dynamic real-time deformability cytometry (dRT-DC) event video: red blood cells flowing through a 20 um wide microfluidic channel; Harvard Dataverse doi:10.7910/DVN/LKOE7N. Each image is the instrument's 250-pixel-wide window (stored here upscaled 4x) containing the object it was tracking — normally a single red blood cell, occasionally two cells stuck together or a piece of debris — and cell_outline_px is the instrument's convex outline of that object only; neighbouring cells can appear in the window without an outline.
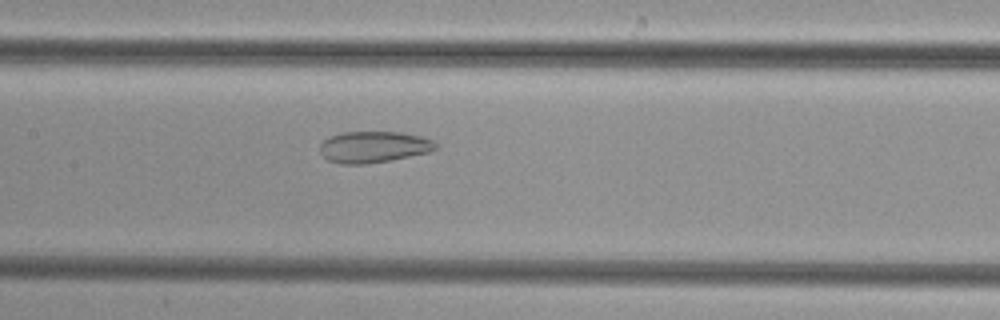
{"species": "common noctule bat (a hibernating species)", "species_latin": "Nyctalus noctula", "temperature_condition": "cold", "stored_images_in_passage": 34, "camera_frame_rate_fps": 3000, "um_per_image_px": 0.085, "animal": {"sex": "female", "body_mass_g": 29.2, "forearm_length_mm": 56.3}, "frame": {"image": 1, "passage_image": 15, "time_ms": 4.667, "image_size_px": [1000, 320], "cell_outline_px": [[436, 148], [428, 152], [388, 160], [364, 164], [340, 164], [328, 160], [320, 152], [320, 144], [328, 136], [340, 132], [400, 132], [424, 136], [432, 140], [436, 144]], "centroid_in_image_um": [31.72, 12.47], "position_along_channel_um": 175.7, "area_um2": 21.1}}
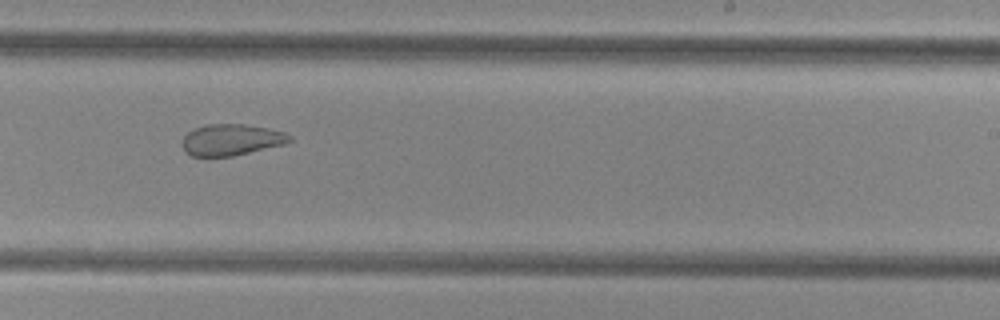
{"frame": {"image": 2, "passage_image": 22, "time_ms": 7.0, "image_size_px": [1000, 320], "cell_outline_px": [[292, 140], [284, 144], [232, 156], [192, 156], [184, 152], [180, 144], [184, 136], [192, 128], [208, 124], [244, 124], [268, 128], [284, 132], [292, 136]], "centroid_in_image_um": [19.61, 11.87], "position_along_channel_um": 269.4, "area_um2": 19.71}}
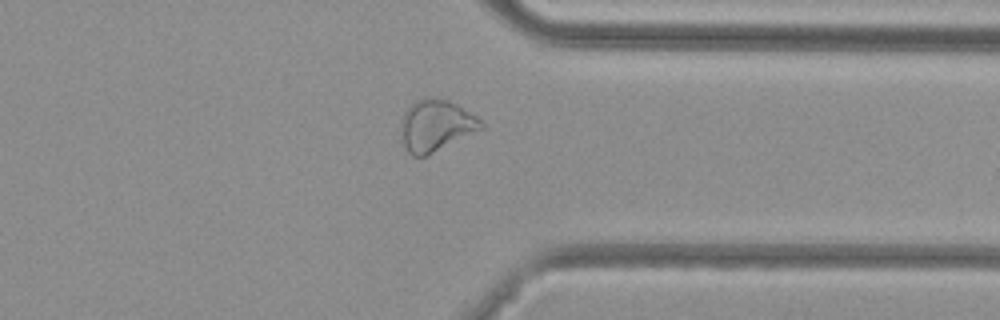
{"frame": {"image": 3, "passage_image": 30, "time_ms": 9.667, "image_size_px": [1000, 320], "cell_outline_px": [[484, 128], [424, 156], [412, 156], [408, 152], [404, 144], [400, 128], [400, 124], [404, 112], [416, 100], [448, 100], [456, 104], [484, 120]], "centroid_in_image_um": [37.07, 10.68], "position_along_channel_um": 374.3, "area_um2": 23.47}}